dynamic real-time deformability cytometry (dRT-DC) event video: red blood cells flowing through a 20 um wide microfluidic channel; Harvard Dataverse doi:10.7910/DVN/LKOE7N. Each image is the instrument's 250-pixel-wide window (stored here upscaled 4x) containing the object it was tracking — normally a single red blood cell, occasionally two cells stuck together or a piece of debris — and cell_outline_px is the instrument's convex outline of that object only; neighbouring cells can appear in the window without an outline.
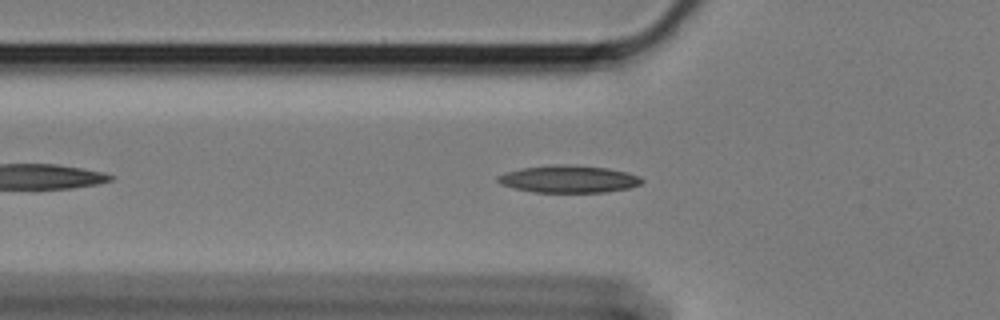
{"species": "Egyptian fruit bat (a non-hibernating species)", "species_latin": "Rousettus aegyptiacus", "temperature_condition": "cold", "stored_images_in_passage": 27, "camera_frame_rate_fps": 3000, "um_per_image_px": 0.085, "animal": {"sex": "female"}, "frame": {"image": 1, "passage_image": 8, "time_ms": 2.333, "image_size_px": [1000, 320], "cell_outline_px": [[644, 180], [640, 184], [628, 188], [604, 192], [532, 192], [512, 188], [500, 184], [496, 180], [496, 176], [508, 172], [524, 168], [552, 164], [564, 164], [608, 168], [628, 172], [640, 176]], "centroid_in_image_um": [48.33, 15.22], "position_along_channel_um": 77.5, "area_um2": 22.95}}
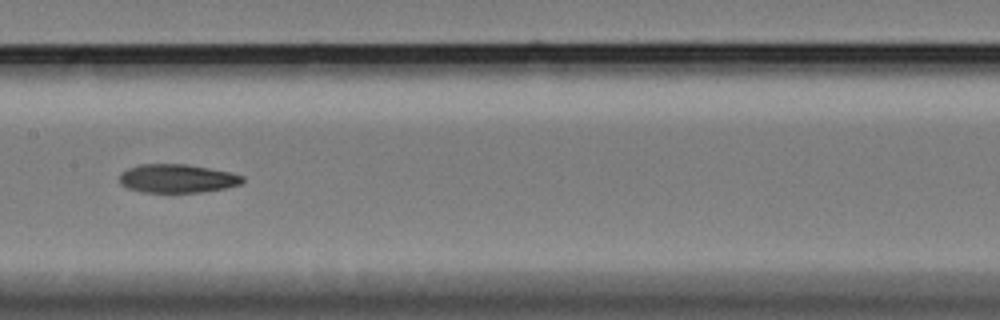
{"frame": {"image": 2, "passage_image": 18, "time_ms": 5.667, "image_size_px": [1000, 320], "cell_outline_px": [[244, 180], [240, 184], [224, 188], [200, 192], [140, 192], [128, 188], [120, 184], [120, 172], [128, 168], [140, 164], [184, 164], [208, 168], [228, 172], [244, 176]], "centroid_in_image_um": [15.02, 15.17], "position_along_channel_um": 192.4, "area_um2": 20.35}}
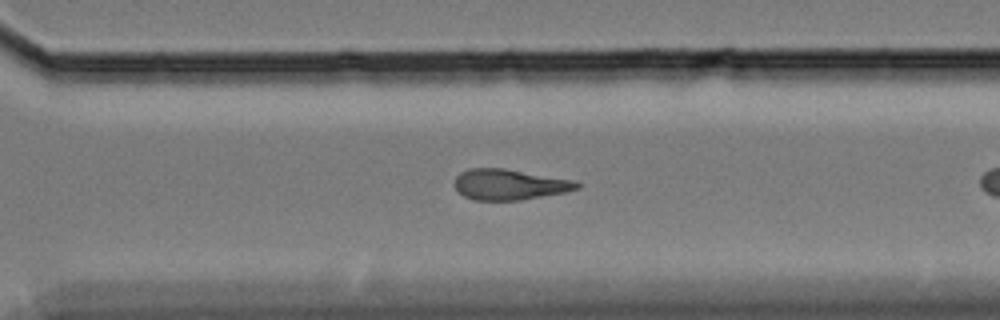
{"frame": {"image": 3, "passage_image": 26, "time_ms": 8.333, "image_size_px": [1000, 320], "cell_outline_px": [[580, 188], [564, 192], [520, 200], [472, 200], [464, 196], [452, 184], [456, 176], [460, 172], [468, 168], [504, 168], [576, 180], [580, 184]], "centroid_in_image_um": [43.28, 15.67], "position_along_channel_um": 327.3, "area_um2": 22.02}}